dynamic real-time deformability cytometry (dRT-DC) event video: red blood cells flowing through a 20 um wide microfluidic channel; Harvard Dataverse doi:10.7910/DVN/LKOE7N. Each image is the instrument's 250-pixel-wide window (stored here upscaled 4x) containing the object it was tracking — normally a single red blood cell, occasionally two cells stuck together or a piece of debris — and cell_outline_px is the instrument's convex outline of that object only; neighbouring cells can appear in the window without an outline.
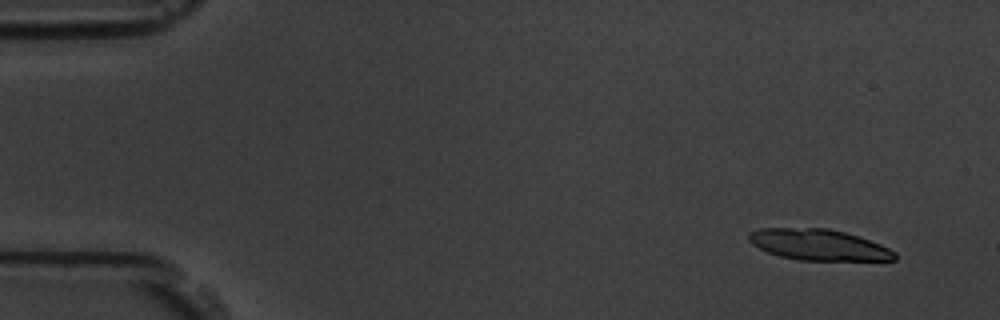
{"species": "common noctule bat (a hibernating species)", "species_latin": "Nyctalus noctula", "temperature_condition": "room temperature", "stored_images_in_passage": 5, "camera_frame_rate_fps": 3000, "um_per_image_px": 0.085, "animal": {"sex": "male", "body_mass_g": 19.5, "forearm_length_mm": 54.6}, "frame": {"image": 1, "passage_image": 1, "time_ms": 0.0, "image_size_px": [1000, 320], "cell_outline_px": [[896, 260], [800, 260], [780, 256], [768, 252], [752, 244], [748, 240], [748, 232], [760, 228], [828, 228], [844, 232], [880, 244], [896, 252]], "centroid_in_image_um": [69.55, 20.8], "position_along_channel_um": 15.5, "area_um2": 26.18}}